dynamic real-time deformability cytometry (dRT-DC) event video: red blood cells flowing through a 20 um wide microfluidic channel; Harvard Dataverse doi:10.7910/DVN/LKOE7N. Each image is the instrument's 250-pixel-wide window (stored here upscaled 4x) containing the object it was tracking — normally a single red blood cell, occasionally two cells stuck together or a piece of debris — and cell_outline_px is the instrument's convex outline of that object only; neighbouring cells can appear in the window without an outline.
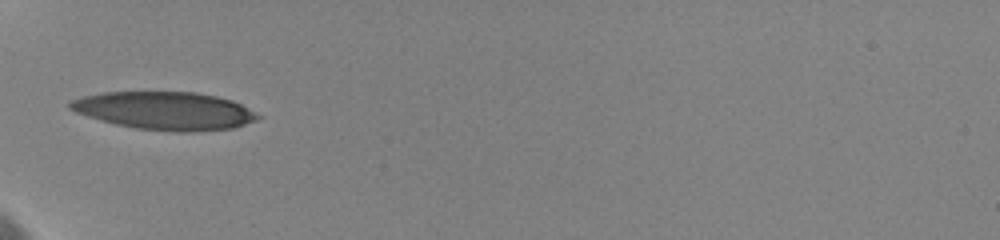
{"species": "human", "species_latin": "Homo sapiens", "temperature_condition": "cold", "stored_images_in_passage": 43, "camera_frame_rate_fps": 3000, "um_per_image_px": 0.085, "donor": {"sex": "female"}, "frame": {"image": 1, "passage_image": 1, "time_ms": 0.0, "image_size_px": [1000, 240], "cell_outline_px": [[264, 116], [256, 120], [232, 128], [196, 132], [180, 132], [136, 128], [116, 124], [88, 116], [76, 112], [68, 108], [68, 104], [72, 100], [84, 96], [104, 92], [196, 92], [216, 96], [232, 100]], "centroid_in_image_um": [14.05, 9.41], "position_along_channel_um": 71.0, "area_um2": 41.38}}
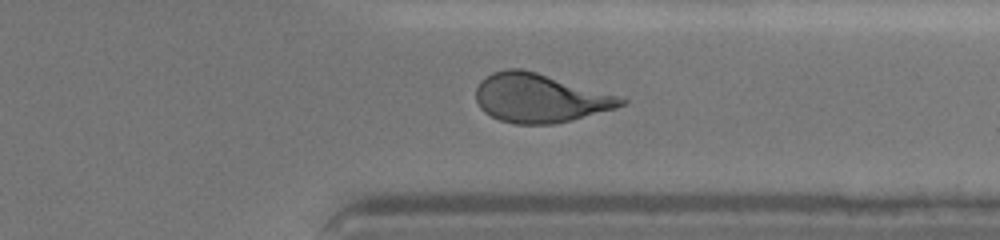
{"frame": {"image": 2, "passage_image": 32, "time_ms": 8.333, "image_size_px": [1000, 240], "cell_outline_px": [[628, 104], [616, 108], [572, 120], [552, 124], [516, 124], [500, 120], [484, 112], [480, 108], [476, 100], [476, 88], [480, 80], [492, 72], [504, 68], [520, 68], [536, 72], [616, 96], [628, 100]], "centroid_in_image_um": [45.83, 8.34], "position_along_channel_um": 365.6, "area_um2": 40.92}}
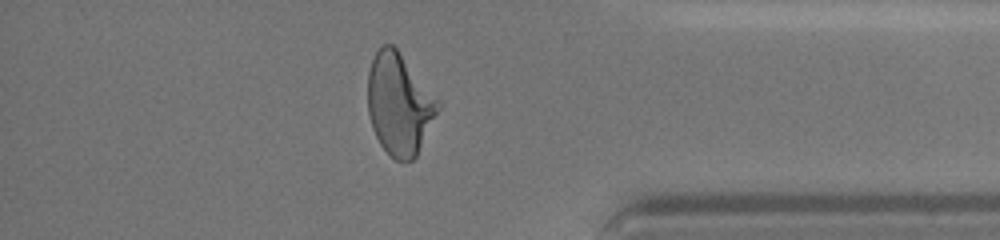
{"frame": {"image": 3, "passage_image": 38, "time_ms": 9.667, "image_size_px": [1000, 240], "cell_outline_px": [[440, 108], [416, 156], [412, 160], [396, 160], [380, 144], [372, 128], [368, 112], [368, 72], [372, 60], [380, 44], [392, 44], [396, 48], [440, 100]], "centroid_in_image_um": [33.94, 8.83], "position_along_channel_um": 401.3, "area_um2": 41.27}, "authors_computed_cell_mechanics": {"area_um2": 41.2114, "velocity_mm_per_s": 3.6167, "shape_relaxation_time_tau1_ms": 4.6057, "shape_relaxation_time_tau2_ms": 1.607, "deformation_change_tau1": 0.1942, "deformation_change_tau2": 0.0956}}